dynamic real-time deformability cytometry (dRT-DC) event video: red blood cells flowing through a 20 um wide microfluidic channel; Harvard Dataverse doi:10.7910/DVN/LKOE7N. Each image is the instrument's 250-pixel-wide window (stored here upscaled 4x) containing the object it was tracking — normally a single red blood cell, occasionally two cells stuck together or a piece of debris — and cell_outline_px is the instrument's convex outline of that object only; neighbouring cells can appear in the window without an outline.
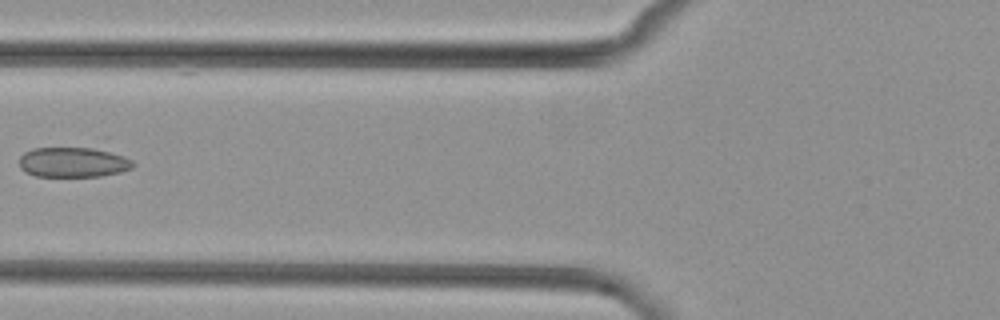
{"species": "common noctule bat (a hibernating species)", "species_latin": "Nyctalus noctula", "temperature_condition": "cold", "stored_images_in_passage": 4, "camera_frame_rate_fps": 3000, "um_per_image_px": 0.085, "animal": {"sex": "female", "body_mass_g": 29.2, "forearm_length_mm": 56.3}, "frame": {"image": 1, "passage_image": 3, "time_ms": 3.667, "image_size_px": [1000, 320], "cell_outline_px": [[136, 164], [132, 168], [120, 172], [100, 176], [36, 176], [24, 172], [20, 168], [20, 156], [24, 152], [32, 148], [96, 144], [100, 144], [132, 160]], "centroid_in_image_um": [6.29, 13.7], "position_along_channel_um": 119.5, "area_um2": 21.44}}
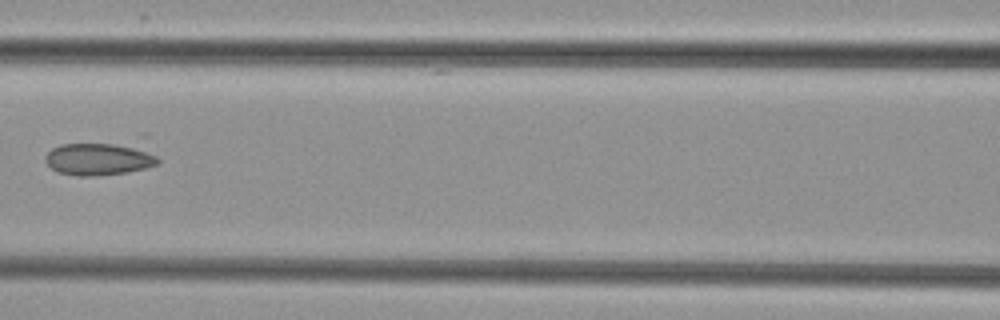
{"frame": {"image": 2, "passage_image": 4, "time_ms": 4.667, "image_size_px": [1000, 320], "cell_outline_px": [[160, 160], [156, 164], [144, 168], [128, 172], [92, 176], [76, 176], [56, 172], [44, 160], [44, 156], [52, 148], [60, 144], [136, 144], [156, 156]], "centroid_in_image_um": [8.38, 13.51], "position_along_channel_um": 158.2, "area_um2": 21.33}}